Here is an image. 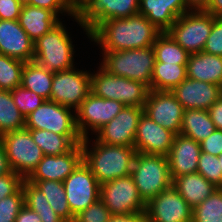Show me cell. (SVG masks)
<instances>
[{
    "mask_svg": "<svg viewBox=\"0 0 222 222\" xmlns=\"http://www.w3.org/2000/svg\"><path fill=\"white\" fill-rule=\"evenodd\" d=\"M161 33L144 15L136 14L104 21L89 37L99 43L103 51H124L151 47Z\"/></svg>",
    "mask_w": 222,
    "mask_h": 222,
    "instance_id": "6da1fadb",
    "label": "cell"
},
{
    "mask_svg": "<svg viewBox=\"0 0 222 222\" xmlns=\"http://www.w3.org/2000/svg\"><path fill=\"white\" fill-rule=\"evenodd\" d=\"M88 137L81 142L83 162L90 168L100 184L131 175L136 150L134 147L108 145L95 140L88 151Z\"/></svg>",
    "mask_w": 222,
    "mask_h": 222,
    "instance_id": "7a4b0ae2",
    "label": "cell"
},
{
    "mask_svg": "<svg viewBox=\"0 0 222 222\" xmlns=\"http://www.w3.org/2000/svg\"><path fill=\"white\" fill-rule=\"evenodd\" d=\"M131 176L145 203L172 186L169 161L166 156L136 153Z\"/></svg>",
    "mask_w": 222,
    "mask_h": 222,
    "instance_id": "3957f363",
    "label": "cell"
},
{
    "mask_svg": "<svg viewBox=\"0 0 222 222\" xmlns=\"http://www.w3.org/2000/svg\"><path fill=\"white\" fill-rule=\"evenodd\" d=\"M102 67L109 73L136 80L150 89L155 66L154 48H136L124 51H104Z\"/></svg>",
    "mask_w": 222,
    "mask_h": 222,
    "instance_id": "277c9868",
    "label": "cell"
},
{
    "mask_svg": "<svg viewBox=\"0 0 222 222\" xmlns=\"http://www.w3.org/2000/svg\"><path fill=\"white\" fill-rule=\"evenodd\" d=\"M73 45L64 26L59 22L34 42L33 61L46 71L55 73L73 67Z\"/></svg>",
    "mask_w": 222,
    "mask_h": 222,
    "instance_id": "5b68a950",
    "label": "cell"
},
{
    "mask_svg": "<svg viewBox=\"0 0 222 222\" xmlns=\"http://www.w3.org/2000/svg\"><path fill=\"white\" fill-rule=\"evenodd\" d=\"M150 89L142 82L119 77L106 71L102 66L91 74V92L104 99H113L125 106L144 107Z\"/></svg>",
    "mask_w": 222,
    "mask_h": 222,
    "instance_id": "8992f818",
    "label": "cell"
},
{
    "mask_svg": "<svg viewBox=\"0 0 222 222\" xmlns=\"http://www.w3.org/2000/svg\"><path fill=\"white\" fill-rule=\"evenodd\" d=\"M8 163L13 172L28 179L43 159L41 148L34 142L29 129L10 131L0 136Z\"/></svg>",
    "mask_w": 222,
    "mask_h": 222,
    "instance_id": "52a82bcc",
    "label": "cell"
},
{
    "mask_svg": "<svg viewBox=\"0 0 222 222\" xmlns=\"http://www.w3.org/2000/svg\"><path fill=\"white\" fill-rule=\"evenodd\" d=\"M214 16L205 11H189L179 16L167 33L189 54L203 51L211 33Z\"/></svg>",
    "mask_w": 222,
    "mask_h": 222,
    "instance_id": "ba28073f",
    "label": "cell"
},
{
    "mask_svg": "<svg viewBox=\"0 0 222 222\" xmlns=\"http://www.w3.org/2000/svg\"><path fill=\"white\" fill-rule=\"evenodd\" d=\"M139 14V0H83L74 18L89 34L102 22Z\"/></svg>",
    "mask_w": 222,
    "mask_h": 222,
    "instance_id": "9c48e42d",
    "label": "cell"
},
{
    "mask_svg": "<svg viewBox=\"0 0 222 222\" xmlns=\"http://www.w3.org/2000/svg\"><path fill=\"white\" fill-rule=\"evenodd\" d=\"M100 200L112 215L143 213L146 208L131 175L100 184Z\"/></svg>",
    "mask_w": 222,
    "mask_h": 222,
    "instance_id": "30bf717a",
    "label": "cell"
},
{
    "mask_svg": "<svg viewBox=\"0 0 222 222\" xmlns=\"http://www.w3.org/2000/svg\"><path fill=\"white\" fill-rule=\"evenodd\" d=\"M91 93V74L74 68L54 73L50 100L68 108L80 107Z\"/></svg>",
    "mask_w": 222,
    "mask_h": 222,
    "instance_id": "8fae6325",
    "label": "cell"
},
{
    "mask_svg": "<svg viewBox=\"0 0 222 222\" xmlns=\"http://www.w3.org/2000/svg\"><path fill=\"white\" fill-rule=\"evenodd\" d=\"M70 110L52 100H46L25 118V128L47 130L59 135H80L76 116Z\"/></svg>",
    "mask_w": 222,
    "mask_h": 222,
    "instance_id": "7c38bea8",
    "label": "cell"
},
{
    "mask_svg": "<svg viewBox=\"0 0 222 222\" xmlns=\"http://www.w3.org/2000/svg\"><path fill=\"white\" fill-rule=\"evenodd\" d=\"M63 185L74 216L100 199V183L83 161L63 181Z\"/></svg>",
    "mask_w": 222,
    "mask_h": 222,
    "instance_id": "4fadbf2b",
    "label": "cell"
},
{
    "mask_svg": "<svg viewBox=\"0 0 222 222\" xmlns=\"http://www.w3.org/2000/svg\"><path fill=\"white\" fill-rule=\"evenodd\" d=\"M125 105L113 99H104L94 95L92 92L82 102L80 107L75 111L76 127L83 138L88 137L87 127L94 132L114 119ZM88 125V126H86Z\"/></svg>",
    "mask_w": 222,
    "mask_h": 222,
    "instance_id": "5bb4252c",
    "label": "cell"
},
{
    "mask_svg": "<svg viewBox=\"0 0 222 222\" xmlns=\"http://www.w3.org/2000/svg\"><path fill=\"white\" fill-rule=\"evenodd\" d=\"M193 209L173 185L146 203L147 222H192Z\"/></svg>",
    "mask_w": 222,
    "mask_h": 222,
    "instance_id": "9a60e30c",
    "label": "cell"
},
{
    "mask_svg": "<svg viewBox=\"0 0 222 222\" xmlns=\"http://www.w3.org/2000/svg\"><path fill=\"white\" fill-rule=\"evenodd\" d=\"M143 110L158 125L180 134L184 108L171 91L150 90Z\"/></svg>",
    "mask_w": 222,
    "mask_h": 222,
    "instance_id": "2e32d148",
    "label": "cell"
},
{
    "mask_svg": "<svg viewBox=\"0 0 222 222\" xmlns=\"http://www.w3.org/2000/svg\"><path fill=\"white\" fill-rule=\"evenodd\" d=\"M144 113L143 107L124 106L114 119L97 132L100 143L134 147V138L139 120Z\"/></svg>",
    "mask_w": 222,
    "mask_h": 222,
    "instance_id": "e0dca14e",
    "label": "cell"
},
{
    "mask_svg": "<svg viewBox=\"0 0 222 222\" xmlns=\"http://www.w3.org/2000/svg\"><path fill=\"white\" fill-rule=\"evenodd\" d=\"M175 134L142 114L134 138L136 153L168 156Z\"/></svg>",
    "mask_w": 222,
    "mask_h": 222,
    "instance_id": "ac0fdd59",
    "label": "cell"
},
{
    "mask_svg": "<svg viewBox=\"0 0 222 222\" xmlns=\"http://www.w3.org/2000/svg\"><path fill=\"white\" fill-rule=\"evenodd\" d=\"M184 110H208L222 95L218 84L186 78L171 91Z\"/></svg>",
    "mask_w": 222,
    "mask_h": 222,
    "instance_id": "d6986e66",
    "label": "cell"
},
{
    "mask_svg": "<svg viewBox=\"0 0 222 222\" xmlns=\"http://www.w3.org/2000/svg\"><path fill=\"white\" fill-rule=\"evenodd\" d=\"M83 161L81 143L62 155H44L28 181L53 180L63 182Z\"/></svg>",
    "mask_w": 222,
    "mask_h": 222,
    "instance_id": "ffe728a7",
    "label": "cell"
},
{
    "mask_svg": "<svg viewBox=\"0 0 222 222\" xmlns=\"http://www.w3.org/2000/svg\"><path fill=\"white\" fill-rule=\"evenodd\" d=\"M0 54L23 62L34 58V42L18 20H0Z\"/></svg>",
    "mask_w": 222,
    "mask_h": 222,
    "instance_id": "44dd1931",
    "label": "cell"
},
{
    "mask_svg": "<svg viewBox=\"0 0 222 222\" xmlns=\"http://www.w3.org/2000/svg\"><path fill=\"white\" fill-rule=\"evenodd\" d=\"M201 153L200 143L181 134L175 135L167 156L172 180L181 175L197 172Z\"/></svg>",
    "mask_w": 222,
    "mask_h": 222,
    "instance_id": "7402d4cb",
    "label": "cell"
},
{
    "mask_svg": "<svg viewBox=\"0 0 222 222\" xmlns=\"http://www.w3.org/2000/svg\"><path fill=\"white\" fill-rule=\"evenodd\" d=\"M188 11L183 0H139V14L161 32H167L177 18Z\"/></svg>",
    "mask_w": 222,
    "mask_h": 222,
    "instance_id": "603a6c76",
    "label": "cell"
},
{
    "mask_svg": "<svg viewBox=\"0 0 222 222\" xmlns=\"http://www.w3.org/2000/svg\"><path fill=\"white\" fill-rule=\"evenodd\" d=\"M186 70L187 78L218 84L222 87V56L203 51L190 54Z\"/></svg>",
    "mask_w": 222,
    "mask_h": 222,
    "instance_id": "cb8c5ba5",
    "label": "cell"
},
{
    "mask_svg": "<svg viewBox=\"0 0 222 222\" xmlns=\"http://www.w3.org/2000/svg\"><path fill=\"white\" fill-rule=\"evenodd\" d=\"M59 22L52 11L32 5H24L18 17L19 25L33 42L48 33Z\"/></svg>",
    "mask_w": 222,
    "mask_h": 222,
    "instance_id": "d4e9b609",
    "label": "cell"
},
{
    "mask_svg": "<svg viewBox=\"0 0 222 222\" xmlns=\"http://www.w3.org/2000/svg\"><path fill=\"white\" fill-rule=\"evenodd\" d=\"M172 185L192 209L218 188L197 172L174 178Z\"/></svg>",
    "mask_w": 222,
    "mask_h": 222,
    "instance_id": "484cf974",
    "label": "cell"
},
{
    "mask_svg": "<svg viewBox=\"0 0 222 222\" xmlns=\"http://www.w3.org/2000/svg\"><path fill=\"white\" fill-rule=\"evenodd\" d=\"M34 142L44 155H62L82 142L80 135H59L47 130L29 129Z\"/></svg>",
    "mask_w": 222,
    "mask_h": 222,
    "instance_id": "4316f807",
    "label": "cell"
},
{
    "mask_svg": "<svg viewBox=\"0 0 222 222\" xmlns=\"http://www.w3.org/2000/svg\"><path fill=\"white\" fill-rule=\"evenodd\" d=\"M216 127L212 122L208 110H184L180 134L192 138L198 143L208 138Z\"/></svg>",
    "mask_w": 222,
    "mask_h": 222,
    "instance_id": "83f0119b",
    "label": "cell"
},
{
    "mask_svg": "<svg viewBox=\"0 0 222 222\" xmlns=\"http://www.w3.org/2000/svg\"><path fill=\"white\" fill-rule=\"evenodd\" d=\"M186 78V64L155 62L150 90L172 91Z\"/></svg>",
    "mask_w": 222,
    "mask_h": 222,
    "instance_id": "f1b7e54d",
    "label": "cell"
},
{
    "mask_svg": "<svg viewBox=\"0 0 222 222\" xmlns=\"http://www.w3.org/2000/svg\"><path fill=\"white\" fill-rule=\"evenodd\" d=\"M54 73L46 71L34 61L26 62L22 70L21 86L50 100Z\"/></svg>",
    "mask_w": 222,
    "mask_h": 222,
    "instance_id": "f546056e",
    "label": "cell"
},
{
    "mask_svg": "<svg viewBox=\"0 0 222 222\" xmlns=\"http://www.w3.org/2000/svg\"><path fill=\"white\" fill-rule=\"evenodd\" d=\"M33 183L47 198L51 209L65 222H73L74 215L69 209L63 182L53 180L30 181Z\"/></svg>",
    "mask_w": 222,
    "mask_h": 222,
    "instance_id": "4dcf8cb0",
    "label": "cell"
},
{
    "mask_svg": "<svg viewBox=\"0 0 222 222\" xmlns=\"http://www.w3.org/2000/svg\"><path fill=\"white\" fill-rule=\"evenodd\" d=\"M155 62L187 64L189 53L183 49L167 32H162L153 46Z\"/></svg>",
    "mask_w": 222,
    "mask_h": 222,
    "instance_id": "1f68e13d",
    "label": "cell"
},
{
    "mask_svg": "<svg viewBox=\"0 0 222 222\" xmlns=\"http://www.w3.org/2000/svg\"><path fill=\"white\" fill-rule=\"evenodd\" d=\"M23 128H25V117L15 105L11 91L0 90V136Z\"/></svg>",
    "mask_w": 222,
    "mask_h": 222,
    "instance_id": "d6a6232c",
    "label": "cell"
},
{
    "mask_svg": "<svg viewBox=\"0 0 222 222\" xmlns=\"http://www.w3.org/2000/svg\"><path fill=\"white\" fill-rule=\"evenodd\" d=\"M192 222H222V189L217 188L192 211Z\"/></svg>",
    "mask_w": 222,
    "mask_h": 222,
    "instance_id": "836d02e7",
    "label": "cell"
},
{
    "mask_svg": "<svg viewBox=\"0 0 222 222\" xmlns=\"http://www.w3.org/2000/svg\"><path fill=\"white\" fill-rule=\"evenodd\" d=\"M25 62L0 54V90L11 91L21 86Z\"/></svg>",
    "mask_w": 222,
    "mask_h": 222,
    "instance_id": "e575fe53",
    "label": "cell"
},
{
    "mask_svg": "<svg viewBox=\"0 0 222 222\" xmlns=\"http://www.w3.org/2000/svg\"><path fill=\"white\" fill-rule=\"evenodd\" d=\"M11 96L18 110L25 118L46 101L42 96L22 86L15 87L11 90Z\"/></svg>",
    "mask_w": 222,
    "mask_h": 222,
    "instance_id": "d590c367",
    "label": "cell"
},
{
    "mask_svg": "<svg viewBox=\"0 0 222 222\" xmlns=\"http://www.w3.org/2000/svg\"><path fill=\"white\" fill-rule=\"evenodd\" d=\"M197 173L216 187H222V168L219 157L202 152L198 160Z\"/></svg>",
    "mask_w": 222,
    "mask_h": 222,
    "instance_id": "8d00e7d4",
    "label": "cell"
},
{
    "mask_svg": "<svg viewBox=\"0 0 222 222\" xmlns=\"http://www.w3.org/2000/svg\"><path fill=\"white\" fill-rule=\"evenodd\" d=\"M24 204L35 212L50 210L51 206L45 195L33 183L24 179L22 184Z\"/></svg>",
    "mask_w": 222,
    "mask_h": 222,
    "instance_id": "74e56055",
    "label": "cell"
},
{
    "mask_svg": "<svg viewBox=\"0 0 222 222\" xmlns=\"http://www.w3.org/2000/svg\"><path fill=\"white\" fill-rule=\"evenodd\" d=\"M24 206V192L22 188L13 195L0 200V222H15V219Z\"/></svg>",
    "mask_w": 222,
    "mask_h": 222,
    "instance_id": "f35d334b",
    "label": "cell"
},
{
    "mask_svg": "<svg viewBox=\"0 0 222 222\" xmlns=\"http://www.w3.org/2000/svg\"><path fill=\"white\" fill-rule=\"evenodd\" d=\"M111 216L110 210L99 199L85 210L77 213L73 222H108Z\"/></svg>",
    "mask_w": 222,
    "mask_h": 222,
    "instance_id": "ab89813d",
    "label": "cell"
},
{
    "mask_svg": "<svg viewBox=\"0 0 222 222\" xmlns=\"http://www.w3.org/2000/svg\"><path fill=\"white\" fill-rule=\"evenodd\" d=\"M203 52L222 56V17H214L213 27Z\"/></svg>",
    "mask_w": 222,
    "mask_h": 222,
    "instance_id": "60d3db41",
    "label": "cell"
},
{
    "mask_svg": "<svg viewBox=\"0 0 222 222\" xmlns=\"http://www.w3.org/2000/svg\"><path fill=\"white\" fill-rule=\"evenodd\" d=\"M23 181L24 179L13 171L0 176V200L16 194L22 188Z\"/></svg>",
    "mask_w": 222,
    "mask_h": 222,
    "instance_id": "b9f144b4",
    "label": "cell"
},
{
    "mask_svg": "<svg viewBox=\"0 0 222 222\" xmlns=\"http://www.w3.org/2000/svg\"><path fill=\"white\" fill-rule=\"evenodd\" d=\"M31 5L52 11L56 16L57 13L65 11L74 16L76 7L70 0H31Z\"/></svg>",
    "mask_w": 222,
    "mask_h": 222,
    "instance_id": "7bdbcfd3",
    "label": "cell"
},
{
    "mask_svg": "<svg viewBox=\"0 0 222 222\" xmlns=\"http://www.w3.org/2000/svg\"><path fill=\"white\" fill-rule=\"evenodd\" d=\"M200 146L201 152L219 157L222 154V130L216 129Z\"/></svg>",
    "mask_w": 222,
    "mask_h": 222,
    "instance_id": "ee69618b",
    "label": "cell"
},
{
    "mask_svg": "<svg viewBox=\"0 0 222 222\" xmlns=\"http://www.w3.org/2000/svg\"><path fill=\"white\" fill-rule=\"evenodd\" d=\"M22 7L17 0H0V20H18Z\"/></svg>",
    "mask_w": 222,
    "mask_h": 222,
    "instance_id": "f6af8a7d",
    "label": "cell"
},
{
    "mask_svg": "<svg viewBox=\"0 0 222 222\" xmlns=\"http://www.w3.org/2000/svg\"><path fill=\"white\" fill-rule=\"evenodd\" d=\"M210 118L214 123L216 129L222 130V95L219 99L208 109Z\"/></svg>",
    "mask_w": 222,
    "mask_h": 222,
    "instance_id": "bcb514c9",
    "label": "cell"
},
{
    "mask_svg": "<svg viewBox=\"0 0 222 222\" xmlns=\"http://www.w3.org/2000/svg\"><path fill=\"white\" fill-rule=\"evenodd\" d=\"M15 222H41V219L37 212L31 210L24 204L20 209Z\"/></svg>",
    "mask_w": 222,
    "mask_h": 222,
    "instance_id": "7dc6e473",
    "label": "cell"
},
{
    "mask_svg": "<svg viewBox=\"0 0 222 222\" xmlns=\"http://www.w3.org/2000/svg\"><path fill=\"white\" fill-rule=\"evenodd\" d=\"M108 222H147L145 212L129 215H112Z\"/></svg>",
    "mask_w": 222,
    "mask_h": 222,
    "instance_id": "c3c4849f",
    "label": "cell"
},
{
    "mask_svg": "<svg viewBox=\"0 0 222 222\" xmlns=\"http://www.w3.org/2000/svg\"><path fill=\"white\" fill-rule=\"evenodd\" d=\"M183 2L188 10L190 9L192 11V9H195V11H205L210 0H183Z\"/></svg>",
    "mask_w": 222,
    "mask_h": 222,
    "instance_id": "681fc988",
    "label": "cell"
},
{
    "mask_svg": "<svg viewBox=\"0 0 222 222\" xmlns=\"http://www.w3.org/2000/svg\"><path fill=\"white\" fill-rule=\"evenodd\" d=\"M38 215L41 222H65L53 209L40 211Z\"/></svg>",
    "mask_w": 222,
    "mask_h": 222,
    "instance_id": "f907efd6",
    "label": "cell"
},
{
    "mask_svg": "<svg viewBox=\"0 0 222 222\" xmlns=\"http://www.w3.org/2000/svg\"><path fill=\"white\" fill-rule=\"evenodd\" d=\"M12 169L8 163L6 151L3 144L0 142V176L11 172Z\"/></svg>",
    "mask_w": 222,
    "mask_h": 222,
    "instance_id": "816d5d0a",
    "label": "cell"
},
{
    "mask_svg": "<svg viewBox=\"0 0 222 222\" xmlns=\"http://www.w3.org/2000/svg\"><path fill=\"white\" fill-rule=\"evenodd\" d=\"M205 12L212 14L214 17H222V0H210Z\"/></svg>",
    "mask_w": 222,
    "mask_h": 222,
    "instance_id": "f5cc1de1",
    "label": "cell"
},
{
    "mask_svg": "<svg viewBox=\"0 0 222 222\" xmlns=\"http://www.w3.org/2000/svg\"><path fill=\"white\" fill-rule=\"evenodd\" d=\"M22 6L31 5V0H17Z\"/></svg>",
    "mask_w": 222,
    "mask_h": 222,
    "instance_id": "db71d44e",
    "label": "cell"
},
{
    "mask_svg": "<svg viewBox=\"0 0 222 222\" xmlns=\"http://www.w3.org/2000/svg\"><path fill=\"white\" fill-rule=\"evenodd\" d=\"M70 1L77 8L83 0H70Z\"/></svg>",
    "mask_w": 222,
    "mask_h": 222,
    "instance_id": "11a10c76",
    "label": "cell"
},
{
    "mask_svg": "<svg viewBox=\"0 0 222 222\" xmlns=\"http://www.w3.org/2000/svg\"><path fill=\"white\" fill-rule=\"evenodd\" d=\"M219 163H220V167L222 168V154H220L219 156Z\"/></svg>",
    "mask_w": 222,
    "mask_h": 222,
    "instance_id": "9f6ffc18",
    "label": "cell"
}]
</instances>
